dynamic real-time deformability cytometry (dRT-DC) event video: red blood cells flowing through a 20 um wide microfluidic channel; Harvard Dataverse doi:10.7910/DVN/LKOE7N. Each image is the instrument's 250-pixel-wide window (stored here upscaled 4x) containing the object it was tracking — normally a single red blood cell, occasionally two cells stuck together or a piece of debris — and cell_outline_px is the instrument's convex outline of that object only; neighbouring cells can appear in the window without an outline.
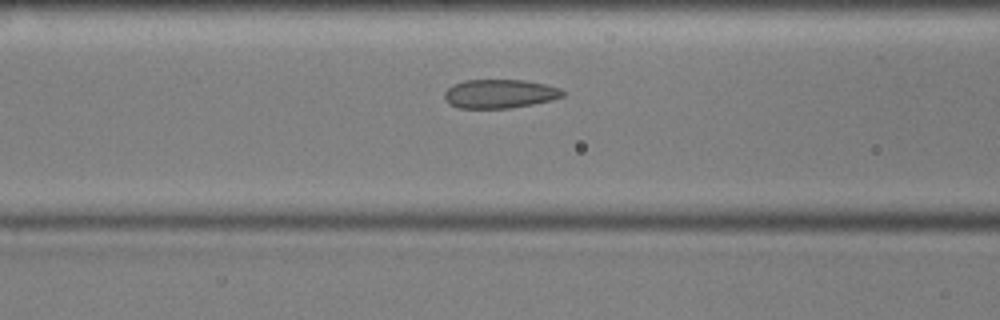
{"species": "common noctule bat (a hibernating species)", "species_latin": "Nyctalus noctula", "temperature_condition": "cold", "stored_images_in_passage": 44, "camera_frame_rate_fps": 3000, "um_per_image_px": 0.085, "animal": {"sex": "male", "body_mass_g": 17.9, "forearm_length_mm": 54.2}, "frame": {"image": 1, "passage_image": 10, "time_ms": 3.0, "image_size_px": [1000, 320], "cell_outline_px": [[564, 96], [552, 100], [532, 104], [508, 108], [460, 108], [448, 104], [444, 100], [444, 92], [452, 84], [464, 80], [524, 80], [544, 84], [560, 88], [564, 92]], "centroid_in_image_um": [42.44, 7.97], "position_along_channel_um": 124.2, "area_um2": 19.94}}
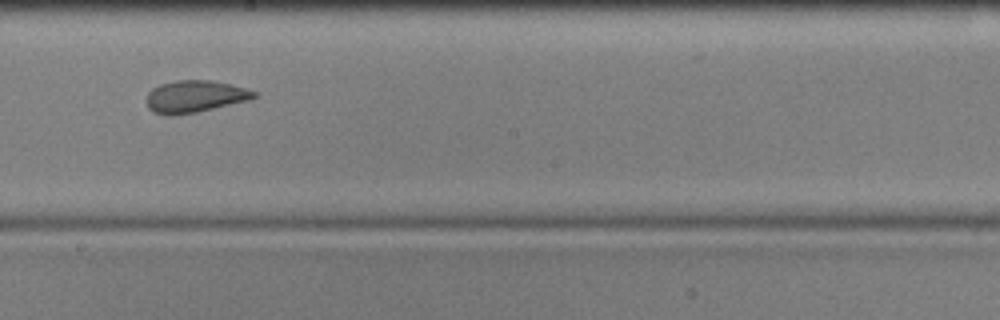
{"frame": {"image": 2, "passage_image": 19, "time_ms": 6.0, "image_size_px": [1000, 320], "cell_outline_px": [[256, 96], [252, 100], [196, 112], [172, 116], [168, 116], [152, 112], [148, 108], [148, 92], [152, 88], [160, 84], [176, 80], [212, 80], [244, 88], [256, 92]], "centroid_in_image_um": [16.55, 8.21], "position_along_channel_um": 231.6, "area_um2": 20.11}}
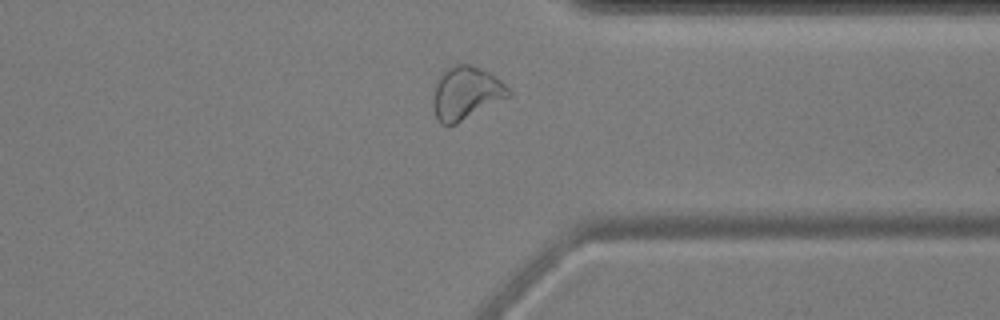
{"frame": {"image": 3, "passage_image": 31, "time_ms": 10.0, "image_size_px": [1000, 320], "cell_outline_px": [[512, 96], [456, 124], [440, 124], [436, 116], [432, 104], [432, 96], [436, 76], [448, 68], [456, 64], [468, 64], [480, 68], [488, 72], [500, 80], [512, 92]], "centroid_in_image_um": [39.59, 7.91], "position_along_channel_um": 371.8, "area_um2": 23.58}, "authors_computed_cell_mechanics": {"area_um2": 20.8658, "velocity_mm_per_s": 3.5865, "shape_relaxation_time_tau1_ms": null, "shape_relaxation_time_tau2_ms": 1.8556, "deformation_change_tau1": null, "deformation_change_tau2": 0.0621}}